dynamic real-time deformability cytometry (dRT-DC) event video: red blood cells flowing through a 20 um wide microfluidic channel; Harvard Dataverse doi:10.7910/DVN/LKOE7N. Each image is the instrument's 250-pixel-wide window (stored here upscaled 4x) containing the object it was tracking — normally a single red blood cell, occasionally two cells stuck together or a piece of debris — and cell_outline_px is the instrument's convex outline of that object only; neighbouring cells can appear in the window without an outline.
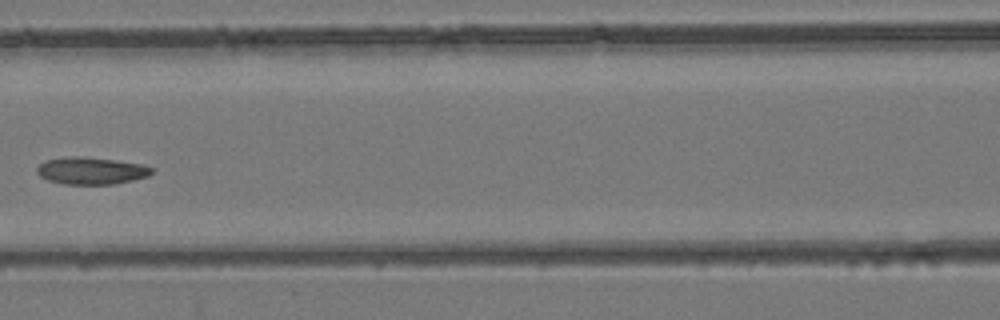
{"species": "common noctule bat (a hibernating species)", "species_latin": "Nyctalus noctula", "temperature_condition": "room temperature", "stored_images_in_passage": 6, "camera_frame_rate_fps": 3000, "um_per_image_px": 0.085, "animal": {"sex": "female", "body_mass_g": 24.6, "forearm_length_mm": 56.2}, "frame": {"image": 1, "passage_image": 6, "time_ms": 6.333, "image_size_px": [1000, 320], "cell_outline_px": [[152, 172], [148, 176], [116, 184], [64, 184], [48, 180], [40, 176], [36, 172], [36, 168], [40, 164], [48, 160], [72, 156], [80, 156], [144, 164], [152, 168]], "centroid_in_image_um": [7.75, 14.52], "position_along_channel_um": 158.8, "area_um2": 17.98}}